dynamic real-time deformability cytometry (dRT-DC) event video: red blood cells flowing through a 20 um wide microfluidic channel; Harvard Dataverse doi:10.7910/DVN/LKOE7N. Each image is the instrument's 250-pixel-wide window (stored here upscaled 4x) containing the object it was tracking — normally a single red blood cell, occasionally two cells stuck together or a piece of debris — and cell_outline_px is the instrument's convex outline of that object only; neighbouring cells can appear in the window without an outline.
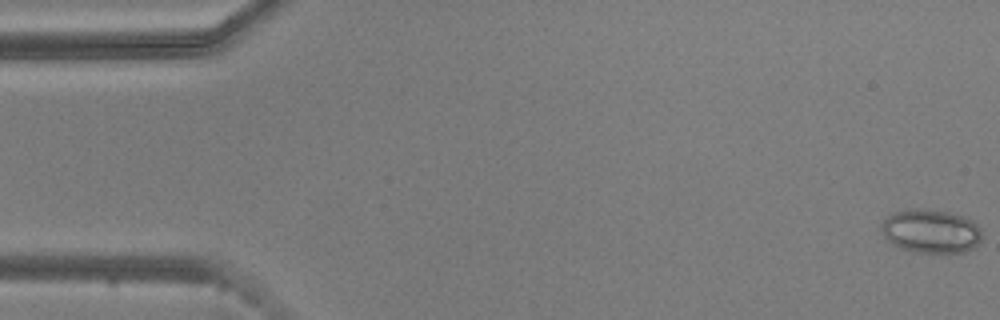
{"species": "common noctule bat (a hibernating species)", "species_latin": "Nyctalus noctula", "temperature_condition": "warm", "stored_images_in_passage": 54, "camera_frame_rate_fps": 3000, "um_per_image_px": 0.085, "animal": {"sex": "male", "body_mass_g": 20.5, "forearm_length_mm": 52.5}, "frame": {"image": 1, "passage_image": 1, "time_ms": 0.0, "image_size_px": [1000, 320], "cell_outline_px": [[980, 240], [972, 248], [964, 252], [916, 252], [892, 244], [884, 236], [880, 228], [880, 224], [888, 216], [896, 212], [916, 208], [948, 212], [964, 216], [972, 220], [980, 228]], "centroid_in_image_um": [79.11, 19.64], "position_along_channel_um": 5.9, "area_um2": 25.26}}
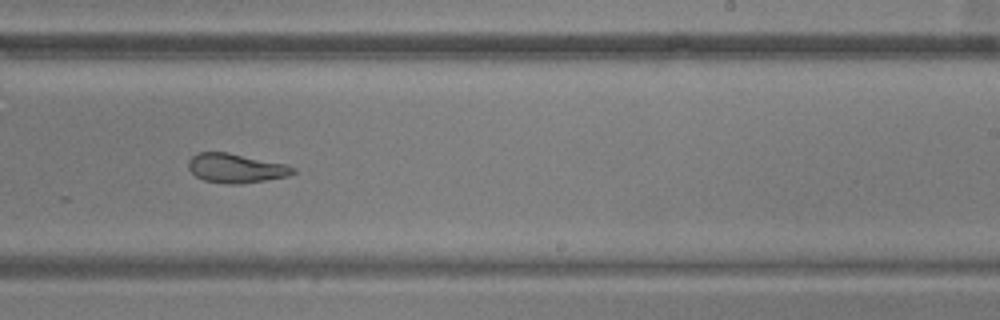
{"frame": {"image": 2, "passage_image": 33, "time_ms": 10.667, "image_size_px": [1000, 320], "cell_outline_px": [[296, 172], [288, 176], [240, 184], [228, 184], [204, 180], [196, 176], [188, 168], [188, 160], [196, 152], [228, 152], [288, 164], [296, 168]], "centroid_in_image_um": [20.06, 14.28], "position_along_channel_um": 268.9, "area_um2": 17.98}}
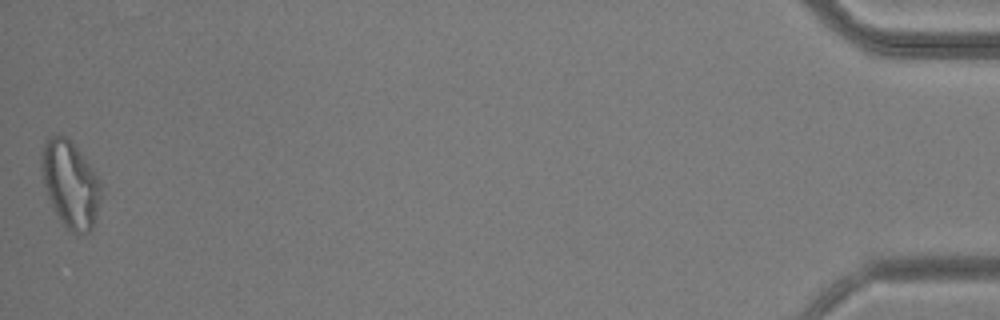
{"frame": {"image": 3, "passage_image": 54, "time_ms": 17.667, "image_size_px": [1000, 320], "cell_outline_px": [[100, 200], [96, 216], [92, 228], [88, 232], [76, 236], [60, 220], [48, 196], [44, 184], [40, 168], [40, 156], [44, 140], [48, 136], [64, 136], [76, 148], [92, 168], [100, 180]], "centroid_in_image_um": [5.95, 15.66], "position_along_channel_um": 429.2, "area_um2": 29.71}, "authors_computed_cell_mechanics": {"area_um2": 21.0392, "velocity_mm_per_s": 3.7556, "shape_relaxation_time_tau1_ms": null, "shape_relaxation_time_tau2_ms": 2.2919, "deformation_change_tau1": null, "deformation_change_tau2": 0.1059}}